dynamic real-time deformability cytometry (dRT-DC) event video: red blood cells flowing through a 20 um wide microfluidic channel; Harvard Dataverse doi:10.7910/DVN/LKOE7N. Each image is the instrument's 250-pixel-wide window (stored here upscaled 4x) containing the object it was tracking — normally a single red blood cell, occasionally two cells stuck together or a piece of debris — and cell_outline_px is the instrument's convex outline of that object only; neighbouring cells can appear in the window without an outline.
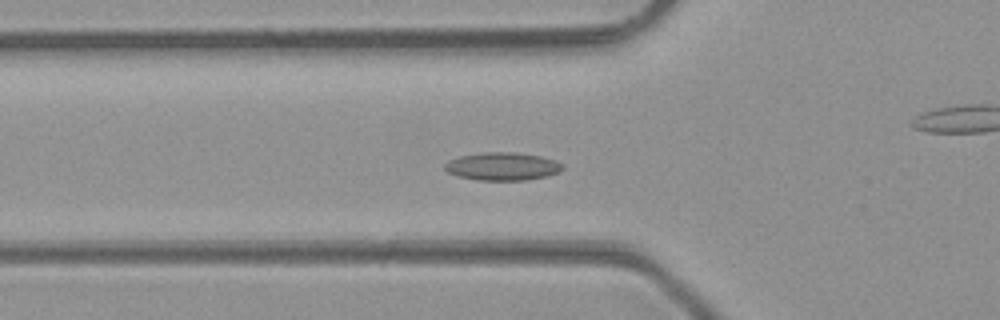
{"species": "common noctule bat (a hibernating species)", "species_latin": "Nyctalus noctula", "temperature_condition": "room temperature", "stored_images_in_passage": 49, "camera_frame_rate_fps": 3000, "um_per_image_px": 0.085, "animal": {"sex": "male", "body_mass_g": 23.1, "forearm_length_mm": 52.7}, "frame": {"image": 1, "passage_image": 17, "time_ms": 5.333, "image_size_px": [1000, 320], "cell_outline_px": [[564, 168], [560, 172], [548, 176], [524, 180], [476, 180], [460, 176], [448, 172], [444, 168], [444, 164], [448, 160], [460, 156], [484, 152], [512, 152], [540, 156], [556, 160], [564, 164]], "centroid_in_image_um": [42.74, 14.14], "position_along_channel_um": 83.1, "area_um2": 19.25}}
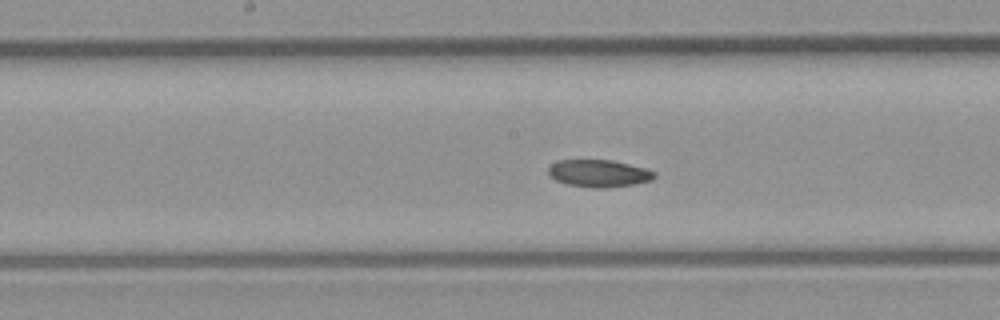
{"frame": {"image": 2, "passage_image": 25, "time_ms": 8.0, "image_size_px": [1000, 320], "cell_outline_px": [[656, 176], [652, 180], [636, 184], [604, 188], [592, 188], [568, 184], [556, 180], [548, 176], [548, 168], [552, 164], [560, 160], [612, 160], [648, 168], [656, 172]], "centroid_in_image_um": [50.94, 14.74], "position_along_channel_um": 197.3, "area_um2": 17.05}}
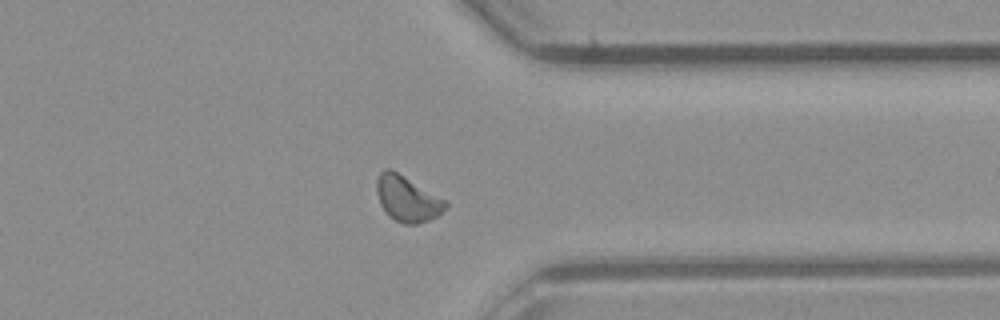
{"frame": {"image": 3, "passage_image": 38, "time_ms": 12.333, "image_size_px": [1000, 320], "cell_outline_px": [[448, 208], [436, 216], [428, 220], [416, 224], [404, 224], [388, 216], [380, 204], [376, 192], [376, 180], [380, 172], [384, 168], [388, 168], [396, 172], [448, 200]], "centroid_in_image_um": [34.63, 16.9], "position_along_channel_um": 376.8, "area_um2": 18.38}, "authors_computed_cell_mechanics": {"area_um2": 17.7446, "velocity_mm_per_s": 4.2417, "shape_relaxation_time_tau1_ms": 7.6997, "shape_relaxation_time_tau2_ms": 7.4006, "deformation_change_tau1": 0.1198, "deformation_change_tau2": 0.1247}}